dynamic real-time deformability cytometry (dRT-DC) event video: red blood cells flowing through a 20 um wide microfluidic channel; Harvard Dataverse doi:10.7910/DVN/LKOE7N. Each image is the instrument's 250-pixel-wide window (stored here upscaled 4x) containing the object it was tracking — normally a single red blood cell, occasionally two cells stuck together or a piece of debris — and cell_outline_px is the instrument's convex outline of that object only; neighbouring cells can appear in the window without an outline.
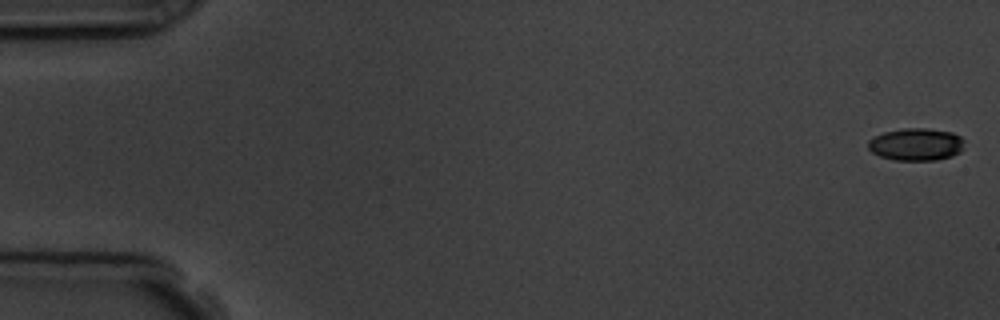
{"species": "common noctule bat (a hibernating species)", "species_latin": "Nyctalus noctula", "temperature_condition": "room temperature", "stored_images_in_passage": 6, "camera_frame_rate_fps": 3000, "um_per_image_px": 0.085, "animal": {"sex": "male", "body_mass_g": 19.5, "forearm_length_mm": 54.6}, "frame": {"image": 1, "passage_image": 1, "time_ms": 0.0, "image_size_px": [1000, 320], "cell_outline_px": [[964, 148], [960, 152], [952, 156], [936, 160], [896, 160], [880, 156], [872, 152], [868, 148], [868, 140], [872, 136], [884, 132], [904, 128], [924, 128], [952, 132], [960, 136], [964, 140]], "centroid_in_image_um": [77.87, 12.27], "position_along_channel_um": 7.1, "area_um2": 18.32}}
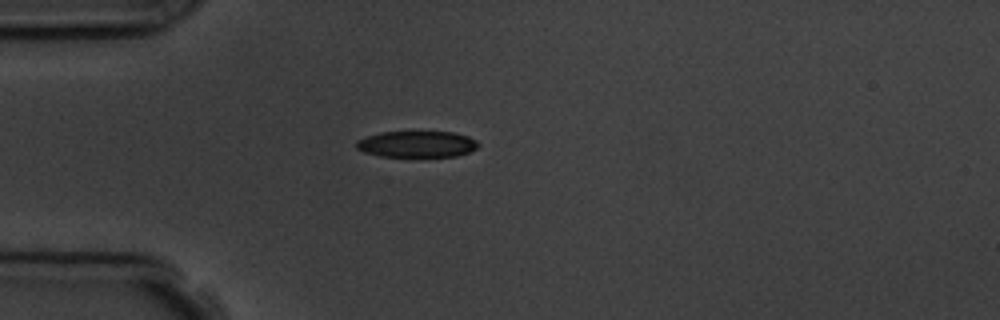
{"frame": {"image": 2, "passage_image": 5, "time_ms": 4.667, "image_size_px": [1000, 320], "cell_outline_px": [[480, 144], [476, 148], [468, 152], [456, 156], [380, 156], [364, 152], [356, 148], [356, 140], [380, 132], [452, 132], [468, 136], [476, 140]], "centroid_in_image_um": [35.43, 12.25], "position_along_channel_um": 49.6, "area_um2": 18.55}}